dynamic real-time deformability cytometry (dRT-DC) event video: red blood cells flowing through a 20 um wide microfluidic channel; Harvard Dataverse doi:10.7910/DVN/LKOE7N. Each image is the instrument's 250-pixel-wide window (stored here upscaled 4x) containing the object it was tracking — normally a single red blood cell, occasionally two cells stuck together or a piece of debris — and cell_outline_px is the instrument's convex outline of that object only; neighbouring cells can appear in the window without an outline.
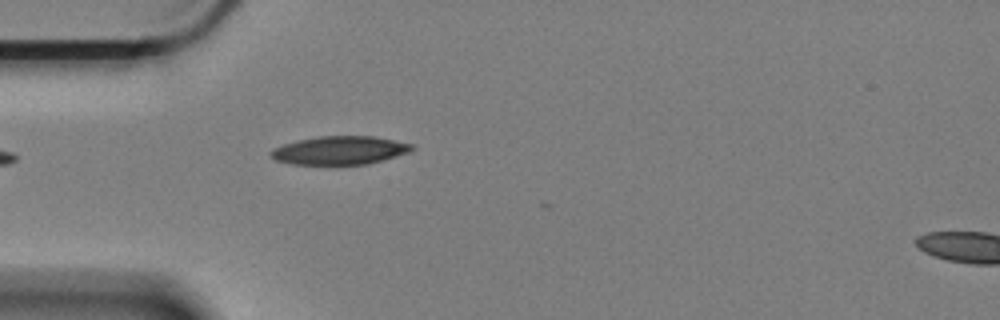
{"species": "Egyptian fruit bat (a non-hibernating species)", "species_latin": "Rousettus aegyptiacus", "temperature_condition": "cold", "stored_images_in_passage": 22, "camera_frame_rate_fps": 3000, "um_per_image_px": 0.085, "animal": {"sex": "female"}, "frame": {"image": 1, "passage_image": 1, "time_ms": 0.0, "image_size_px": [1000, 320], "cell_outline_px": [[416, 148], [408, 152], [368, 164], [292, 164], [276, 160], [268, 152], [272, 148], [284, 144], [300, 140], [320, 136], [372, 136], [412, 144]], "centroid_in_image_um": [28.86, 12.78], "position_along_channel_um": 56.1, "area_um2": 23.0}}
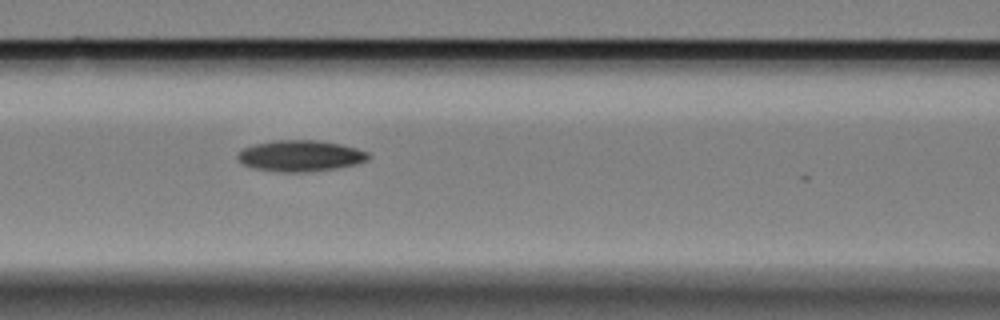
{"frame": {"image": 2, "passage_image": 9, "time_ms": 2.667, "image_size_px": [1000, 320], "cell_outline_px": [[368, 160], [352, 164], [332, 168], [300, 172], [284, 172], [256, 168], [244, 164], [236, 156], [244, 148], [256, 144], [272, 140], [316, 140], [340, 144], [356, 148], [368, 152]], "centroid_in_image_um": [25.52, 13.22], "position_along_channel_um": 141.1, "area_um2": 23.06}}
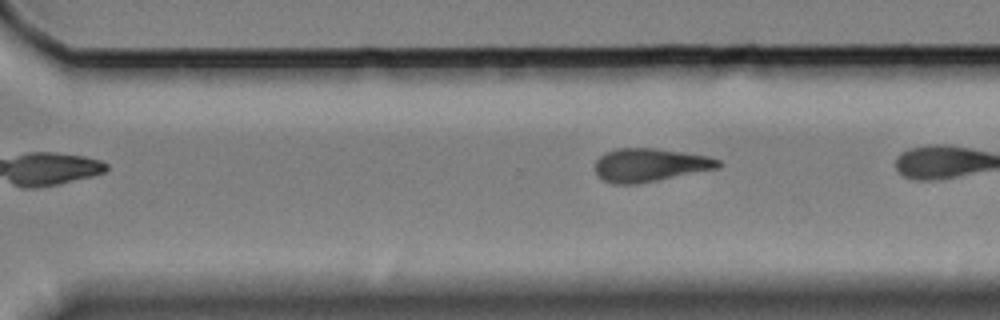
{"frame": {"image": 3, "passage_image": 19, "time_ms": 6.0, "image_size_px": [1000, 320], "cell_outline_px": [[720, 168], [636, 184], [616, 184], [604, 180], [596, 172], [596, 160], [604, 152], [616, 148], [656, 148], [708, 156], [720, 160]], "centroid_in_image_um": [55.24, 14.01], "position_along_channel_um": 315.4, "area_um2": 23.76}}